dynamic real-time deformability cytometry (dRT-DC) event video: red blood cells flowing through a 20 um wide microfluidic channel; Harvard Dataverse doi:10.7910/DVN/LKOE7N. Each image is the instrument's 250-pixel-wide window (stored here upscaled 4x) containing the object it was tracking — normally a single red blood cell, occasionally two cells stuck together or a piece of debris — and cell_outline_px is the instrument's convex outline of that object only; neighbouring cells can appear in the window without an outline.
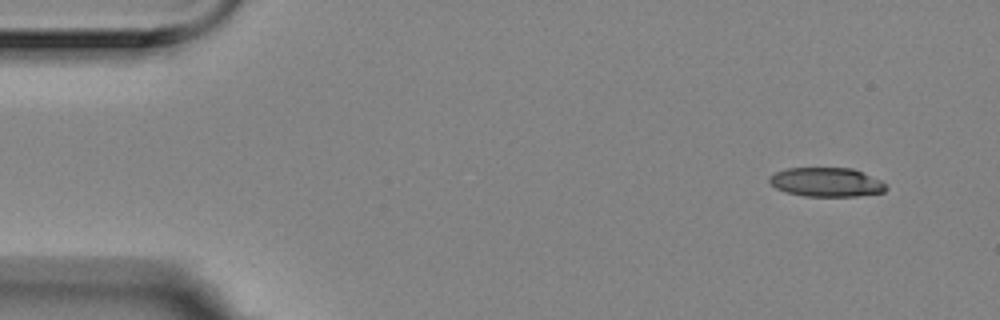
{"species": "Egyptian fruit bat (a non-hibernating species)", "species_latin": "Rousettus aegyptiacus", "temperature_condition": "room temperature", "stored_images_in_passage": 4, "camera_frame_rate_fps": 3000, "um_per_image_px": 0.085, "animal": {"sex": "female"}, "frame": {"image": 1, "passage_image": 1, "time_ms": 0.0, "image_size_px": [1000, 320], "cell_outline_px": [[888, 188], [884, 192], [856, 196], [804, 196], [784, 192], [776, 188], [768, 180], [768, 176], [776, 172], [788, 168], [852, 168], [880, 180]], "centroid_in_image_um": [70.22, 15.49], "position_along_channel_um": 14.8, "area_um2": 19.71}}
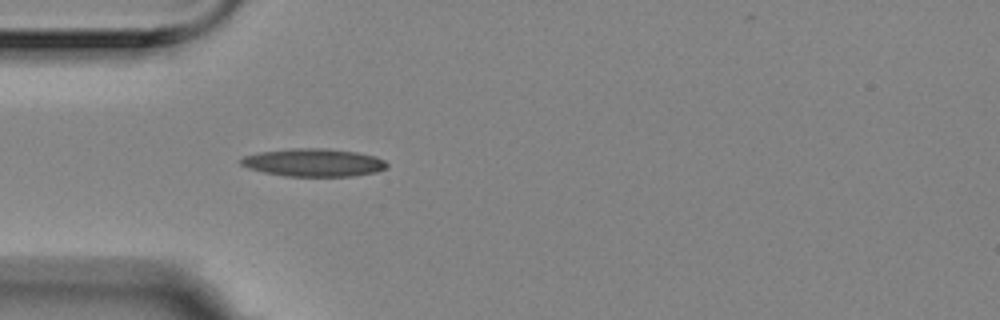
{"frame": {"image": 2, "passage_image": 4, "time_ms": 1.0, "image_size_px": [1000, 320], "cell_outline_px": [[388, 168], [376, 172], [352, 176], [284, 176], [264, 172], [248, 168], [240, 164], [240, 160], [244, 156], [260, 152], [292, 148], [324, 148], [356, 152], [376, 156], [384, 160], [388, 164]], "centroid_in_image_um": [26.68, 13.82], "position_along_channel_um": 58.3, "area_um2": 23.76}}